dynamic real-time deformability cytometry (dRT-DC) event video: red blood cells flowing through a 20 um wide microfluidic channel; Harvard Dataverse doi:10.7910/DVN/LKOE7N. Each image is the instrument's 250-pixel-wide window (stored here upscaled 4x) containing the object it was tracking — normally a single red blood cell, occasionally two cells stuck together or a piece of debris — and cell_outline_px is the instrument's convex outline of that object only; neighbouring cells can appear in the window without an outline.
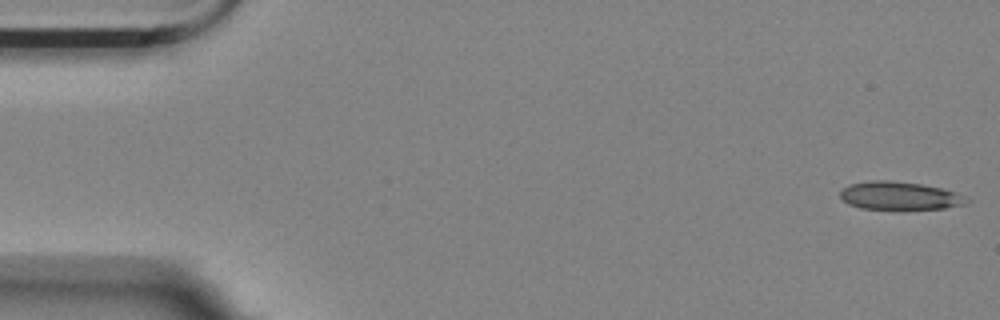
{"species": "Egyptian fruit bat (a non-hibernating species)", "species_latin": "Rousettus aegyptiacus", "temperature_condition": "room temperature", "stored_images_in_passage": 16, "camera_frame_rate_fps": 3000, "um_per_image_px": 0.085, "animal": {"sex": "female"}, "frame": {"image": 1, "passage_image": 1, "time_ms": 0.0, "image_size_px": [1000, 320], "cell_outline_px": [[968, 200], [964, 204], [944, 208], [860, 208], [848, 204], [840, 196], [840, 192], [844, 188], [852, 184], [872, 180], [888, 180], [924, 184], [956, 192], [964, 196]], "centroid_in_image_um": [76.45, 16.62], "position_along_channel_um": 8.5, "area_um2": 20.17}}
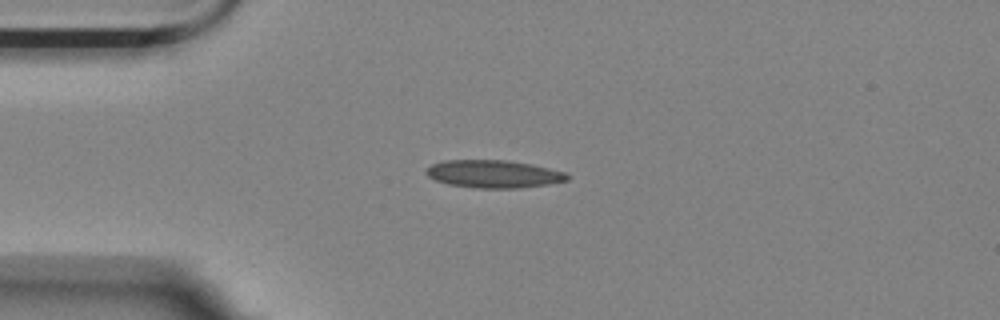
{"frame": {"image": 2, "passage_image": 13, "time_ms": 4.0, "image_size_px": [1000, 320], "cell_outline_px": [[572, 176], [568, 180], [548, 184], [520, 188], [476, 188], [448, 184], [436, 180], [428, 176], [424, 172], [424, 168], [432, 164], [444, 160], [508, 160], [532, 164], [568, 172]], "centroid_in_image_um": [41.98, 14.78], "position_along_channel_um": 43.0, "area_um2": 23.12}}